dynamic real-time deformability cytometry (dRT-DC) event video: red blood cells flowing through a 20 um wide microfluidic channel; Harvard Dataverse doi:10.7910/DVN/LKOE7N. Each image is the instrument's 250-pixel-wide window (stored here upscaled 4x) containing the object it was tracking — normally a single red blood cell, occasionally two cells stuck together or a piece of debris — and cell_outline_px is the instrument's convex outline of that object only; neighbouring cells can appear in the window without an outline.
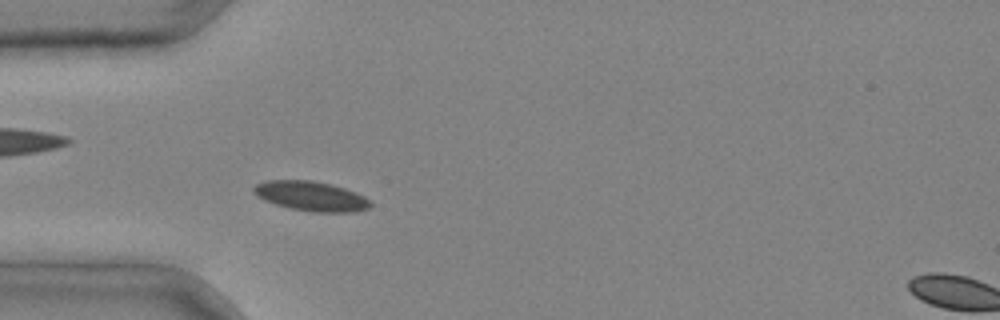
{"species": "common noctule bat (a hibernating species)", "species_latin": "Nyctalus noctula", "temperature_condition": "cold", "stored_images_in_passage": 5, "segment_of_instrument_passage": [2, 2], "camera_frame_rate_fps": 3000, "um_per_image_px": 0.085, "animal": {"sex": "male", "body_mass_g": 20.4}, "frame": {"image": 1, "passage_image": 4, "time_ms": 1.0, "image_size_px": [1000, 320], "cell_outline_px": [[372, 204], [368, 208], [356, 212], [312, 212], [292, 208], [276, 204], [264, 200], [256, 196], [252, 192], [252, 188], [256, 184], [268, 180], [312, 180], [344, 188], [356, 192], [372, 200]], "centroid_in_image_um": [26.45, 16.67], "position_along_channel_um": 58.6, "area_um2": 20.23}}